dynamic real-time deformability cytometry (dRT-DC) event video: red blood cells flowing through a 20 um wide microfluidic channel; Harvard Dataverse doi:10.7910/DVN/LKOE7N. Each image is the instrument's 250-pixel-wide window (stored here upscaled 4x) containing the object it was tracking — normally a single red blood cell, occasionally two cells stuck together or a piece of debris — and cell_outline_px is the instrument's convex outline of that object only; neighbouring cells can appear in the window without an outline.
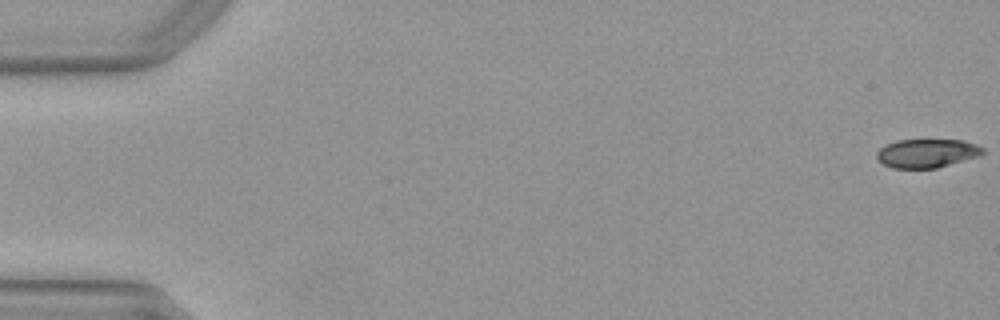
{"species": "Egyptian fruit bat (a non-hibernating species)", "species_latin": "Rousettus aegyptiacus", "temperature_condition": "warm", "stored_images_in_passage": 52, "camera_frame_rate_fps": 3000, "um_per_image_px": 0.085, "animal": {"sex": "female"}, "frame": {"image": 1, "passage_image": 1, "time_ms": 0.0, "image_size_px": [1000, 320], "cell_outline_px": [[984, 152], [976, 156], [936, 168], [892, 168], [876, 160], [876, 152], [884, 144], [896, 140], [964, 140], [976, 144], [984, 148]], "centroid_in_image_um": [78.72, 13.02], "position_along_channel_um": 6.3, "area_um2": 17.69}}
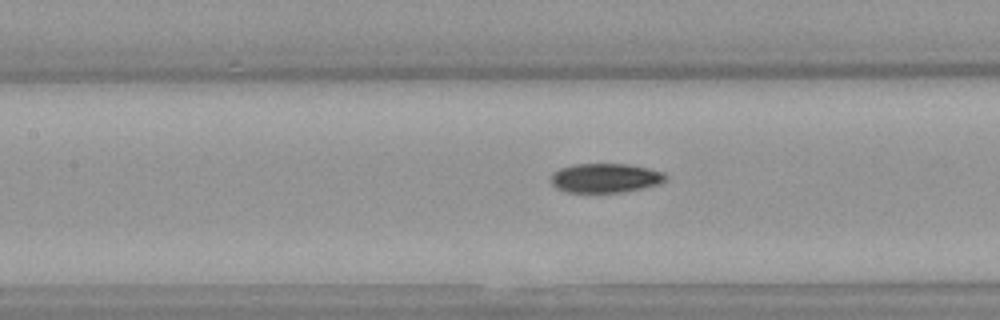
{"frame": {"image": 2, "passage_image": 24, "time_ms": 7.667, "image_size_px": [1000, 320], "cell_outline_px": [[668, 180], [660, 184], [624, 192], [564, 192], [556, 188], [552, 184], [552, 172], [560, 168], [572, 164], [628, 164], [648, 168], [664, 172], [668, 176]], "centroid_in_image_um": [51.48, 15.13], "position_along_channel_um": 155.9, "area_um2": 19.77}}
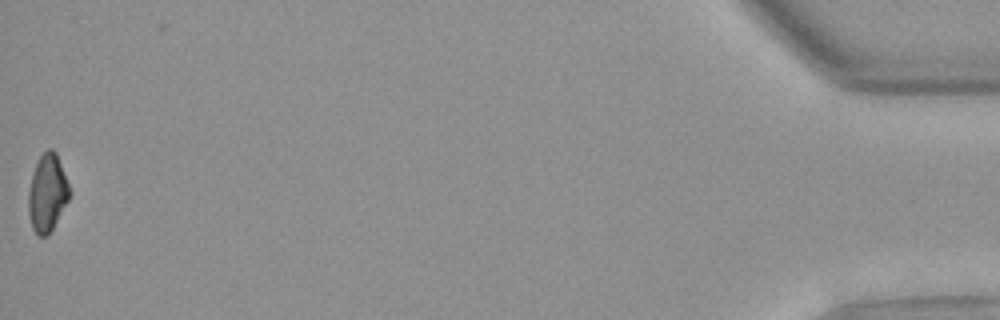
{"frame": {"image": 3, "passage_image": 52, "time_ms": 17.0, "image_size_px": [1000, 320], "cell_outline_px": [[72, 192], [68, 200], [48, 236], [36, 236], [32, 228], [28, 212], [28, 192], [32, 172], [40, 156], [48, 148], [52, 148], [56, 152]], "centroid_in_image_um": [4.02, 16.41], "position_along_channel_um": 431.2, "area_um2": 18.67}, "authors_computed_cell_mechanics": {"area_um2": 19.2185, "velocity_mm_per_s": 4.0001, "shape_relaxation_time_tau1_ms": 4.0856, "shape_relaxation_time_tau2_ms": null, "deformation_change_tau1": 0.1514, "deformation_change_tau2": null}}